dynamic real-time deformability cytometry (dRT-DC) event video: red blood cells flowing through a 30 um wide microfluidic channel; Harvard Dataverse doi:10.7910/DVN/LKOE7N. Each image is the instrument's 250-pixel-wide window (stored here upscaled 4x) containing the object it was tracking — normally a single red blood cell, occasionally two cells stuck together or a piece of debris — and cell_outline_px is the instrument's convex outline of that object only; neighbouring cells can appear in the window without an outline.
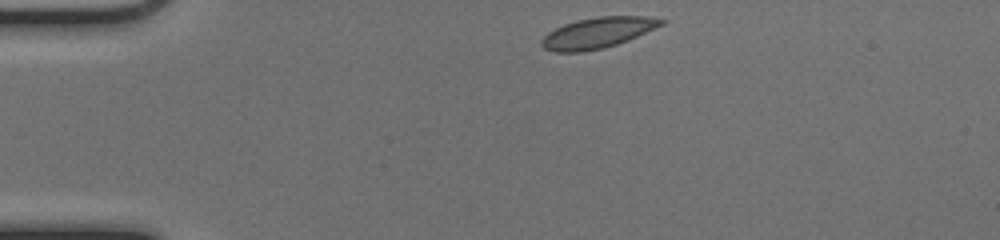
{"species": "common noctule bat (a hibernating species)", "species_latin": "Nyctalus noctula", "temperature_condition": "cold", "stored_images_in_passage": 41, "camera_frame_rate_fps": 3000, "um_per_image_px": 0.085, "animal": {"sex": "female", "body_mass_g": 17.0, "forearm_length_mm": 48.0}, "frame": {"image": 1, "passage_image": 1, "time_ms": 0.0, "image_size_px": [1000, 240], "cell_outline_px": [[668, 20], [664, 24], [628, 40], [604, 48], [580, 52], [556, 52], [544, 48], [540, 44], [540, 40], [548, 32], [564, 24], [576, 20], [600, 16], [648, 16]], "centroid_in_image_um": [50.8, 2.78], "position_along_channel_um": 34.2, "area_um2": 21.44}}
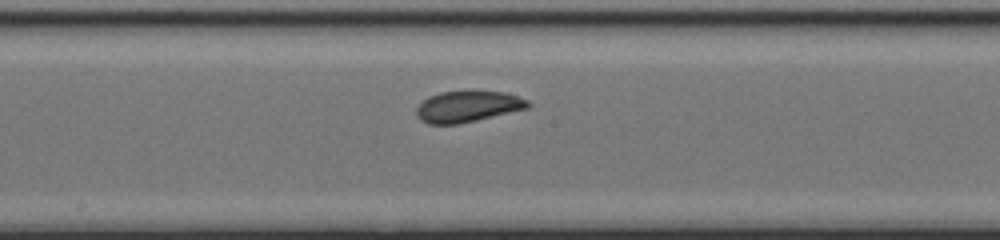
{"frame": {"image": 2, "passage_image": 18, "time_ms": 5.667, "image_size_px": [1000, 240], "cell_outline_px": [[532, 104], [528, 108], [476, 120], [456, 124], [428, 124], [420, 120], [416, 116], [416, 108], [428, 96], [440, 92], [472, 88], [504, 92], [528, 100]], "centroid_in_image_um": [39.75, 9.01], "position_along_channel_um": 208.5, "area_um2": 20.87}}
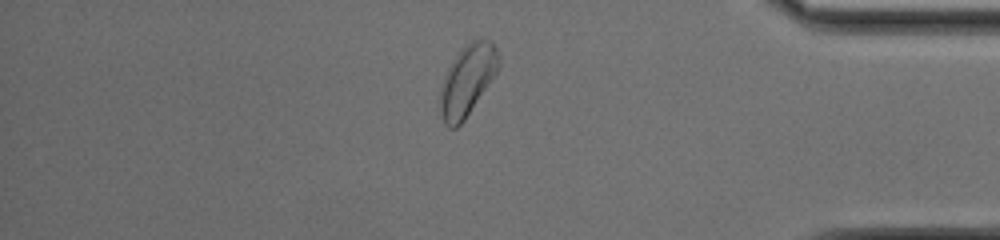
{"frame": {"image": 3, "passage_image": 34, "time_ms": 11.0, "image_size_px": [1000, 240], "cell_outline_px": [[500, 64], [496, 72], [464, 120], [456, 128], [448, 128], [444, 124], [440, 116], [440, 88], [448, 68], [456, 56], [472, 40], [488, 40], [496, 48]], "centroid_in_image_um": [39.69, 6.87], "position_along_channel_um": 395.5, "area_um2": 23.41}, "authors_computed_cell_mechanics": {"area_um2": 20.9814, "velocity_mm_per_s": 4.014, "shape_relaxation_time_tau1_ms": 4.5419, "shape_relaxation_time_tau2_ms": 0.8293, "deformation_change_tau1": 0.1038, "deformation_change_tau2": 0.0536}}